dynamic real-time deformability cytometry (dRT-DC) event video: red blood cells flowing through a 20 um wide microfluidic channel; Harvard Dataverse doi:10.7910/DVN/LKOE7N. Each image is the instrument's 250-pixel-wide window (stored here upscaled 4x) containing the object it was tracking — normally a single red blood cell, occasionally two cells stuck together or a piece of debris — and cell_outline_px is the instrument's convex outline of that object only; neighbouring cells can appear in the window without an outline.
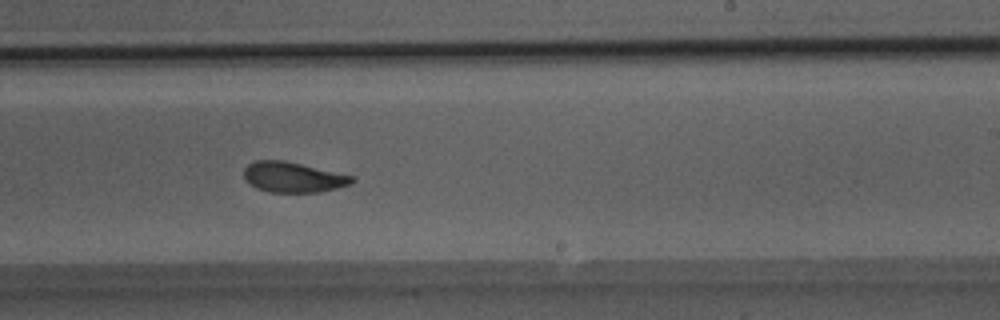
{"species": "Egyptian fruit bat (a non-hibernating species)", "species_latin": "Rousettus aegyptiacus", "temperature_condition": "room temperature", "stored_images_in_passage": 37, "camera_frame_rate_fps": 3000, "um_per_image_px": 0.085, "animal": {"sex": "male"}, "frame": {"image": 1, "passage_image": 18, "time_ms": 5.667, "image_size_px": [1000, 320], "cell_outline_px": [[356, 180], [352, 184], [320, 192], [268, 192], [256, 188], [244, 180], [244, 168], [248, 164], [256, 160], [284, 160], [352, 176]], "centroid_in_image_um": [24.88, 15.06], "position_along_channel_um": 264.1, "area_um2": 19.07}}
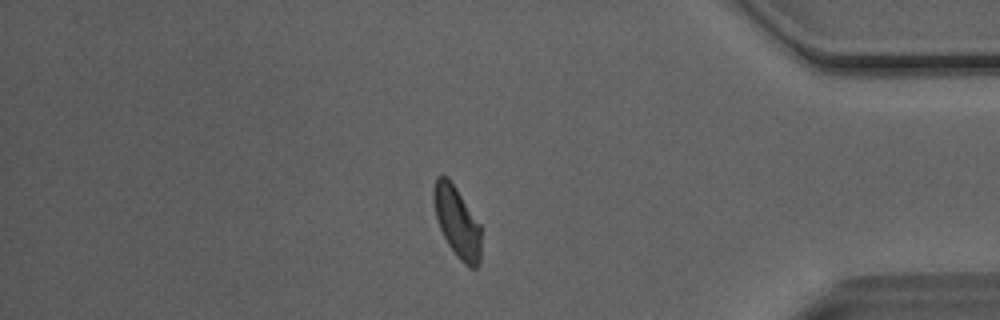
{"frame": {"image": 2, "passage_image": 30, "time_ms": 9.667, "image_size_px": [1000, 320], "cell_outline_px": [[480, 260], [476, 268], [468, 268], [456, 256], [448, 244], [440, 228], [436, 216], [432, 200], [432, 188], [436, 176], [444, 176], [456, 188], [480, 224]], "centroid_in_image_um": [38.83, 18.88], "position_along_channel_um": 396.4, "area_um2": 19.42}}
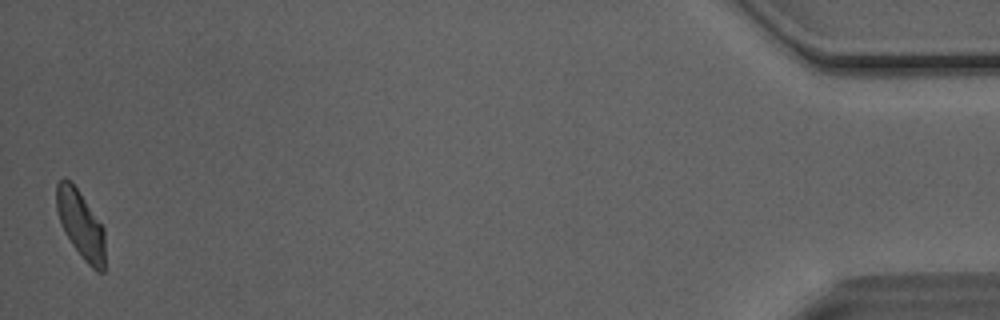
{"frame": {"image": 3, "passage_image": 37, "time_ms": 12.0, "image_size_px": [1000, 320], "cell_outline_px": [[104, 272], [96, 272], [84, 260], [72, 244], [64, 232], [60, 224], [56, 208], [56, 184], [64, 176], [76, 188], [104, 228]], "centroid_in_image_um": [6.84, 19.1], "position_along_channel_um": 428.4, "area_um2": 18.96}, "authors_computed_cell_mechanics": {"area_um2": 19.7676, "velocity_mm_per_s": 4.0578, "shape_relaxation_time_tau1_ms": 3.341, "shape_relaxation_time_tau2_ms": 1.4871, "deformation_change_tau1": 0.1468, "deformation_change_tau2": 0.0792}}